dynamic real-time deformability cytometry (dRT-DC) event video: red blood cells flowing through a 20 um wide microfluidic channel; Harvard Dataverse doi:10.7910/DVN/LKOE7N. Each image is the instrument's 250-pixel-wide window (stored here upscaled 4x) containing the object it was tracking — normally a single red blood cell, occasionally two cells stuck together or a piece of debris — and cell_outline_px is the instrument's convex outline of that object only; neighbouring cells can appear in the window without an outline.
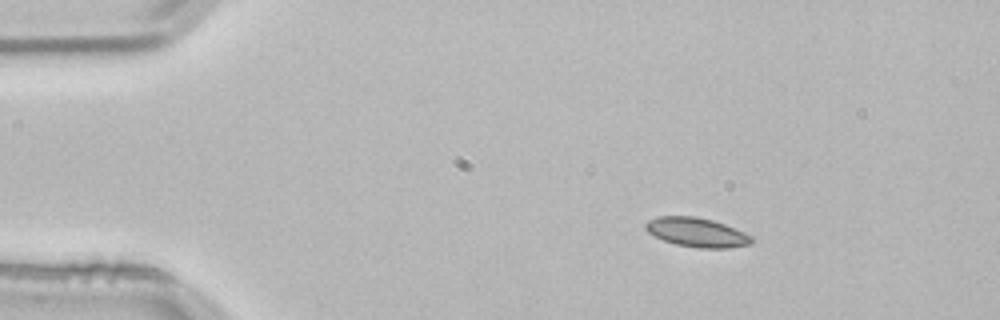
{"species": "common noctule bat (a hibernating species)", "species_latin": "Nyctalus noctula", "temperature_condition": "room temperature", "stored_images_in_passage": 2, "camera_frame_rate_fps": 3000, "um_per_image_px": 0.085, "animal": {"sex": "male", "body_mass_g": 21.5, "forearm_length_mm": 52.0}, "frame": {"image": 1, "passage_image": 1, "time_ms": 0.0, "image_size_px": [1000, 320], "cell_outline_px": [[752, 244], [728, 248], [700, 248], [676, 244], [664, 240], [648, 232], [644, 228], [644, 224], [648, 220], [660, 216], [696, 216], [712, 220], [724, 224], [744, 232], [752, 236]], "centroid_in_image_um": [59.23, 19.74], "position_along_channel_um": 25.8, "area_um2": 17.98}}